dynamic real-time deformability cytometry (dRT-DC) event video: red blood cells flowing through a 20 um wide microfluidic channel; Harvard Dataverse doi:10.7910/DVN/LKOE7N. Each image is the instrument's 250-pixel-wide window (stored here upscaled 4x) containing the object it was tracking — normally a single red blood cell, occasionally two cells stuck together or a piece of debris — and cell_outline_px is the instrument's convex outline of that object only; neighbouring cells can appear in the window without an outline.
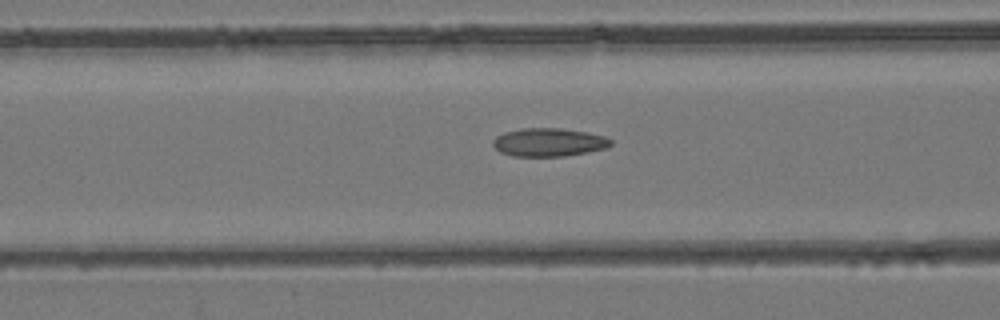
{"species": "common noctule bat (a hibernating species)", "species_latin": "Nyctalus noctula", "temperature_condition": "room temperature", "stored_images_in_passage": 38, "camera_frame_rate_fps": 3000, "um_per_image_px": 0.085, "animal": {"sex": "female", "body_mass_g": 24.6, "forearm_length_mm": 56.2}, "frame": {"image": 1, "passage_image": 10, "time_ms": 3.0, "image_size_px": [1000, 320], "cell_outline_px": [[612, 144], [604, 148], [588, 152], [564, 156], [512, 156], [500, 152], [492, 144], [492, 140], [496, 136], [504, 132], [520, 128], [560, 128], [584, 132], [604, 136], [612, 140]], "centroid_in_image_um": [46.6, 12.09], "position_along_channel_um": 120.0, "area_um2": 19.36}}
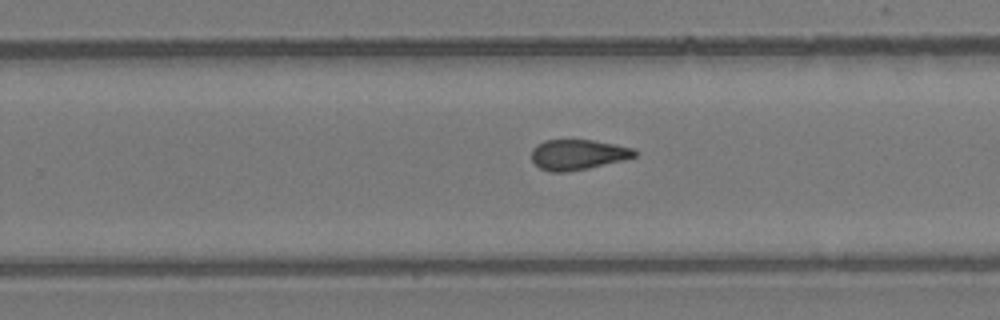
{"frame": {"image": 2, "passage_image": 21, "time_ms": 6.667, "image_size_px": [1000, 320], "cell_outline_px": [[636, 156], [624, 160], [588, 168], [568, 172], [548, 172], [540, 168], [532, 160], [532, 148], [536, 144], [544, 140], [592, 140], [636, 148]], "centroid_in_image_um": [49.11, 13.14], "position_along_channel_um": 280.7, "area_um2": 18.32}}
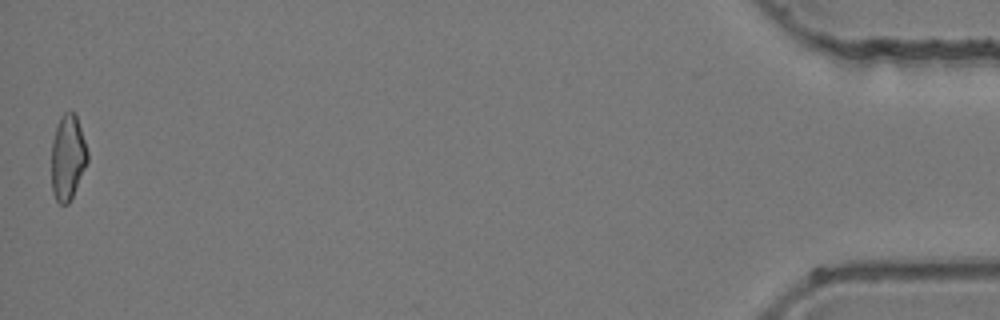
{"frame": {"image": 3, "passage_image": 38, "time_ms": 12.333, "image_size_px": [1000, 320], "cell_outline_px": [[88, 160], [72, 196], [68, 204], [60, 204], [56, 200], [52, 192], [52, 140], [60, 116], [64, 112], [76, 112], [88, 152]], "centroid_in_image_um": [5.75, 13.35], "position_along_channel_um": 429.4, "area_um2": 17.8}}